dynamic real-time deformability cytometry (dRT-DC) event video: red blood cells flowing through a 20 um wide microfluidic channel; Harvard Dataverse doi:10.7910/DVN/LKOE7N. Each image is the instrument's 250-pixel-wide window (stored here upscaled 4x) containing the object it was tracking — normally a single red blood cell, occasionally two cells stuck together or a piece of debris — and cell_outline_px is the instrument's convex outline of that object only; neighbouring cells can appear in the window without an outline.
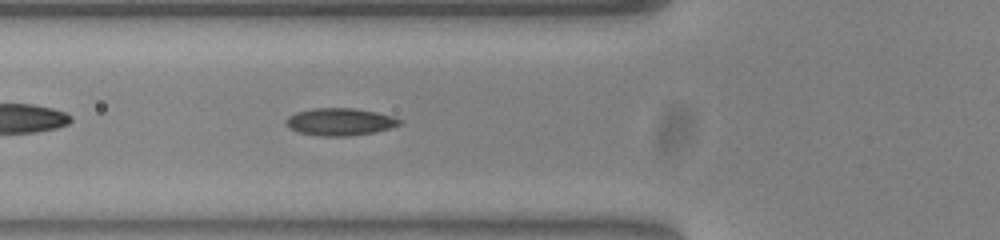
{"species": "common noctule bat (a hibernating species)", "species_latin": "Nyctalus noctula", "temperature_condition": "warm", "stored_images_in_passage": 37, "camera_frame_rate_fps": 3000, "um_per_image_px": 0.085, "animal": {"sex": "female", "body_mass_g": 23.0, "forearm_length_mm": 53.4}, "frame": {"image": 1, "passage_image": 7, "time_ms": 2.0, "image_size_px": [1000, 240], "cell_outline_px": [[404, 120], [400, 124], [388, 128], [372, 132], [344, 136], [324, 136], [300, 132], [292, 128], [284, 120], [288, 116], [296, 112], [312, 108], [356, 108], [376, 112], [392, 116]], "centroid_in_image_um": [28.91, 10.33], "position_along_channel_um": 96.9, "area_um2": 17.8}}
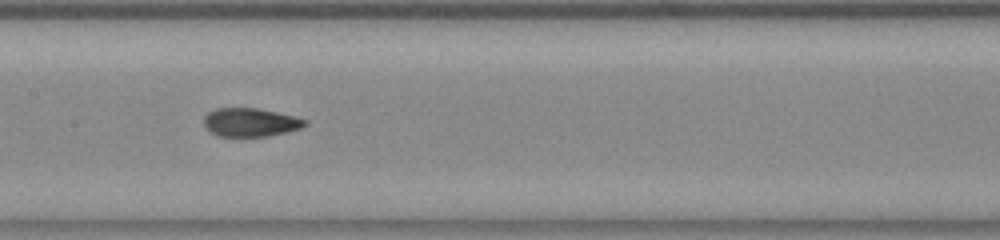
{"frame": {"image": 2, "passage_image": 14, "time_ms": 4.333, "image_size_px": [1000, 240], "cell_outline_px": [[308, 124], [300, 128], [288, 132], [268, 136], [220, 136], [212, 132], [204, 124], [204, 116], [208, 112], [216, 108], [256, 108], [296, 116], [308, 120]], "centroid_in_image_um": [21.33, 10.39], "position_along_channel_um": 186.1, "area_um2": 16.76}}
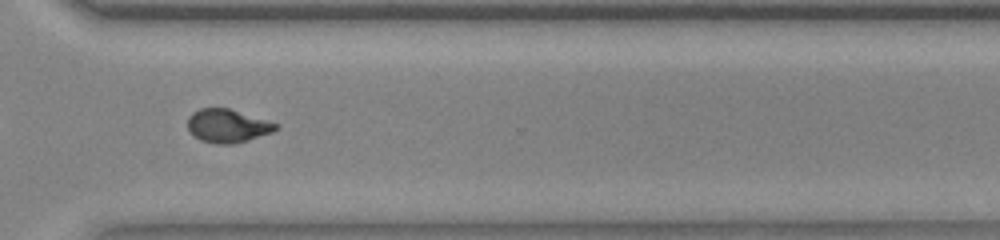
{"frame": {"image": 3, "passage_image": 27, "time_ms": 8.667, "image_size_px": [1000, 240], "cell_outline_px": [[280, 128], [272, 132], [248, 140], [232, 144], [216, 144], [200, 140], [188, 128], [188, 116], [192, 112], [200, 108], [228, 108], [276, 124]], "centroid_in_image_um": [19.31, 10.7], "position_along_channel_um": 351.3, "area_um2": 16.82}}